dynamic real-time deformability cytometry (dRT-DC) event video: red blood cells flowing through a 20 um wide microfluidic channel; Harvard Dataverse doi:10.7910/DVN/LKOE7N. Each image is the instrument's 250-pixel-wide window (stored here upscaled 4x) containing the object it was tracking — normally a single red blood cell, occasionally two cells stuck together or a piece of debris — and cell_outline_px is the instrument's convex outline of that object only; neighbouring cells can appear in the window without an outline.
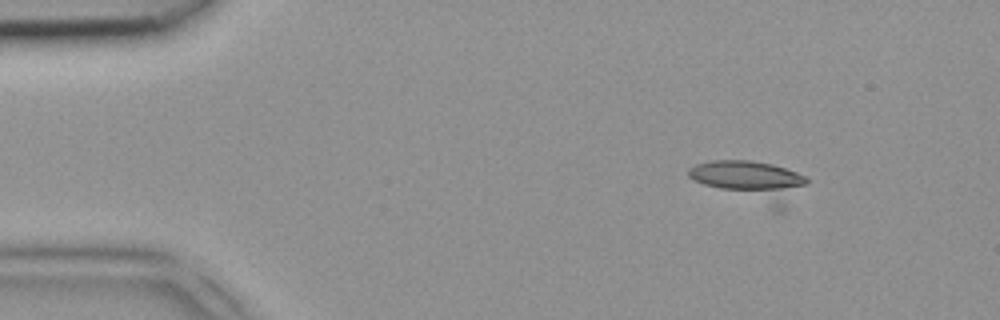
{"species": "common noctule bat (a hibernating species)", "species_latin": "Nyctalus noctula", "temperature_condition": "room temperature", "stored_images_in_passage": 3, "camera_frame_rate_fps": 3000, "um_per_image_px": 0.085, "animal": {"sex": "female", "body_mass_g": 18.4}, "frame": {"image": 1, "passage_image": 1, "time_ms": 0.0, "image_size_px": [1000, 320], "cell_outline_px": [[808, 180], [784, 208], [780, 212], [776, 212], [704, 184], [688, 176], [688, 168], [696, 164], [712, 160], [752, 160], [772, 164], [796, 172], [804, 176]], "centroid_in_image_um": [63.82, 15.4], "position_along_channel_um": 21.2, "area_um2": 27.34}}